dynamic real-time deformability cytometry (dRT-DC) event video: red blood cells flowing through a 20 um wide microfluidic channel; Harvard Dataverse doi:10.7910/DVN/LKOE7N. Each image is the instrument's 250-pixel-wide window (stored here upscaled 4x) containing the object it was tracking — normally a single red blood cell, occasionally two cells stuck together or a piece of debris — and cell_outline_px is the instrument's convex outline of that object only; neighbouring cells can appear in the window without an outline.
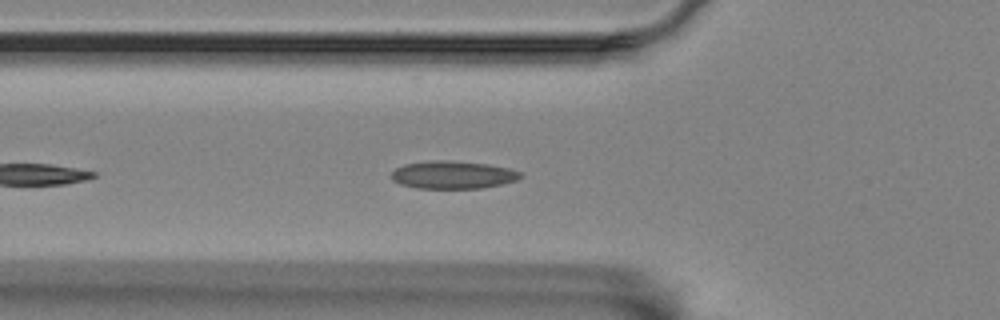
{"species": "Egyptian fruit bat (a non-hibernating species)", "species_latin": "Rousettus aegyptiacus", "temperature_condition": "room temperature", "stored_images_in_passage": 43, "camera_frame_rate_fps": 3000, "um_per_image_px": 0.085, "animal": {"sex": "female"}, "frame": {"image": 1, "passage_image": 7, "time_ms": 2.0, "image_size_px": [1000, 320], "cell_outline_px": [[524, 176], [516, 180], [500, 184], [480, 188], [416, 188], [400, 184], [392, 180], [388, 176], [396, 168], [404, 164], [432, 160], [448, 160], [488, 164], [508, 168], [520, 172]], "centroid_in_image_um": [38.45, 14.85], "position_along_channel_um": 87.4, "area_um2": 20.92}}
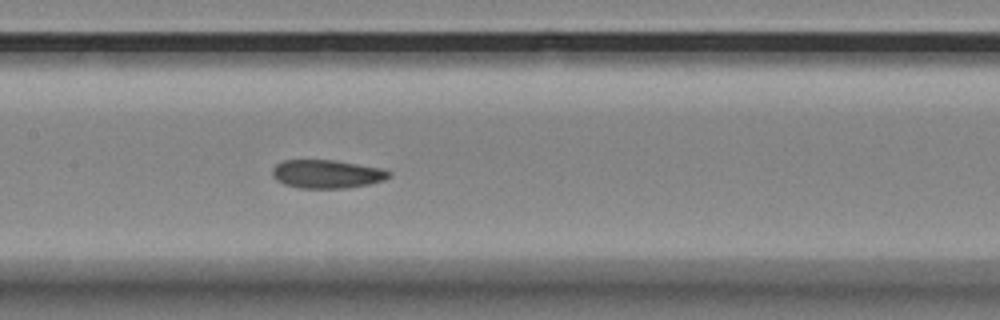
{"frame": {"image": 2, "passage_image": 15, "time_ms": 4.667, "image_size_px": [1000, 320], "cell_outline_px": [[392, 176], [384, 180], [368, 184], [348, 188], [296, 188], [284, 184], [276, 180], [272, 176], [272, 168], [276, 164], [284, 160], [336, 160], [384, 168], [392, 172]], "centroid_in_image_um": [27.81, 14.79], "position_along_channel_um": 179.6, "area_um2": 19.65}}
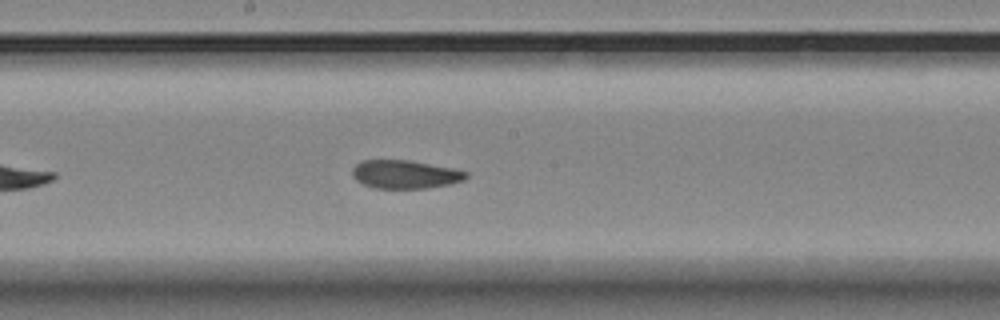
{"frame": {"image": 3, "passage_image": 18, "time_ms": 5.667, "image_size_px": [1000, 320], "cell_outline_px": [[468, 176], [464, 180], [452, 184], [424, 188], [372, 188], [356, 180], [352, 176], [352, 168], [360, 160], [408, 160], [452, 168], [468, 172]], "centroid_in_image_um": [34.42, 14.82], "position_along_channel_um": 213.8, "area_um2": 18.84}, "authors_computed_cell_mechanics": {"area_um2": 19.074, "velocity_mm_per_s": 3.4449, "shape_relaxation_time_tau1_ms": null, "shape_relaxation_time_tau2_ms": 1.6723, "deformation_change_tau1": null, "deformation_change_tau2": 0.0646}}